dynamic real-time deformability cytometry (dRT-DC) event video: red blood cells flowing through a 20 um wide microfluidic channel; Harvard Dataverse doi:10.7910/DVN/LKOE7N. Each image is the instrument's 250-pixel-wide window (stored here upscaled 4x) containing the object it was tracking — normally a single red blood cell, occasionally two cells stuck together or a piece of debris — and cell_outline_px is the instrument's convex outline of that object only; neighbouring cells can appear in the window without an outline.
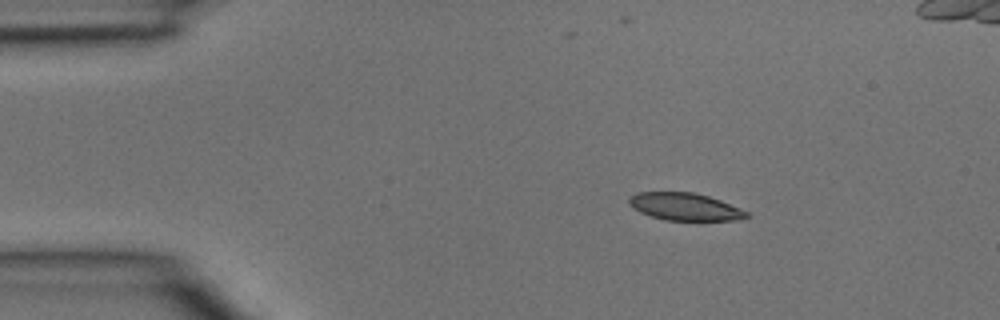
{"species": "common noctule bat (a hibernating species)", "species_latin": "Nyctalus noctula", "temperature_condition": "room temperature", "stored_images_in_passage": 3, "camera_frame_rate_fps": 3000, "um_per_image_px": 0.085, "animal": {"sex": "male", "body_mass_g": 15.6}, "frame": {"image": 1, "passage_image": 1, "time_ms": 0.0, "image_size_px": [1000, 320], "cell_outline_px": [[748, 216], [736, 220], [664, 220], [640, 212], [628, 204], [628, 196], [636, 192], [692, 192], [708, 196], [720, 200], [740, 208], [748, 212]], "centroid_in_image_um": [58.17, 17.56], "position_along_channel_um": 26.8, "area_um2": 18.73}}